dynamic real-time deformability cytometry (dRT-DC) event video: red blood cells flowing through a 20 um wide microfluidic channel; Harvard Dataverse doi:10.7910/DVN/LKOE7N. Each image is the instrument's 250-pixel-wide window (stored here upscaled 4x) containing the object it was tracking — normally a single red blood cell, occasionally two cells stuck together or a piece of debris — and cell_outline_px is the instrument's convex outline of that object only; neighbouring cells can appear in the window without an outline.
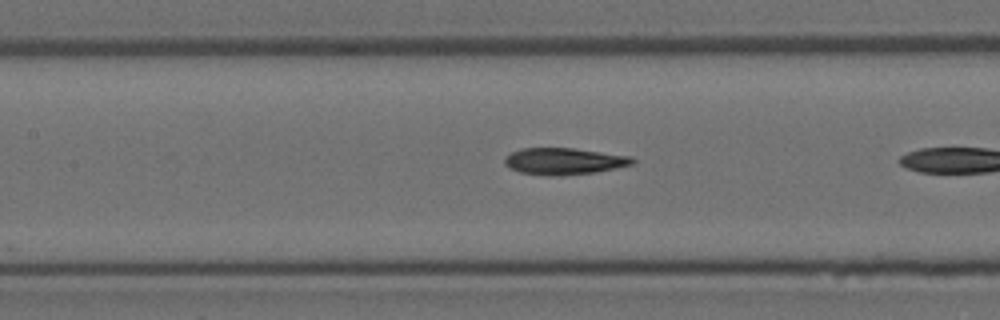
{"species": "Egyptian fruit bat (a non-hibernating species)", "species_latin": "Rousettus aegyptiacus", "temperature_condition": "room temperature", "stored_images_in_passage": 8, "camera_frame_rate_fps": 3000, "um_per_image_px": 0.085, "animal": {"sex": "female"}, "frame": {"image": 1, "passage_image": 7, "time_ms": 2.0, "image_size_px": [1000, 320], "cell_outline_px": [[636, 160], [632, 164], [616, 168], [596, 172], [556, 176], [548, 176], [520, 172], [508, 168], [504, 164], [504, 156], [520, 148], [572, 148], [632, 156]], "centroid_in_image_um": [47.91, 13.7], "position_along_channel_um": 159.5, "area_um2": 20.0}}